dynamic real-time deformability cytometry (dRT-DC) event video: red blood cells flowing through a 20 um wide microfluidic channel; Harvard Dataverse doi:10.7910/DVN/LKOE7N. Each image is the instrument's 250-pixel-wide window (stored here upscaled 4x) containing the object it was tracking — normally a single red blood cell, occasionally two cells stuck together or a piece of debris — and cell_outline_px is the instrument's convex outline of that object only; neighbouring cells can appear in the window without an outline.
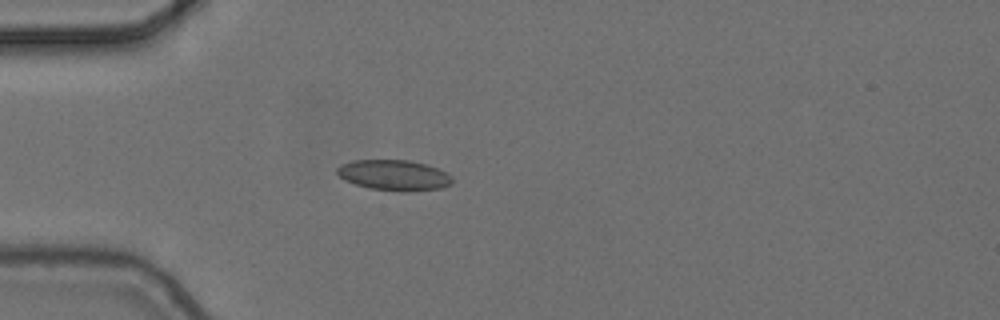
{"species": "common noctule bat (a hibernating species)", "species_latin": "Nyctalus noctula", "temperature_condition": "cold", "stored_images_in_passage": 4, "camera_frame_rate_fps": 3000, "um_per_image_px": 0.085, "animal": {"sex": "female", "body_mass_g": 24.6, "forearm_length_mm": 56.2}, "frame": {"image": 1, "passage_image": 4, "time_ms": 1.0, "image_size_px": [1000, 320], "cell_outline_px": [[452, 184], [440, 188], [404, 192], [368, 188], [344, 180], [336, 172], [336, 168], [340, 164], [352, 160], [408, 160], [424, 164], [448, 172], [452, 176]], "centroid_in_image_um": [33.48, 14.89], "position_along_channel_um": 51.5, "area_um2": 20.58}}